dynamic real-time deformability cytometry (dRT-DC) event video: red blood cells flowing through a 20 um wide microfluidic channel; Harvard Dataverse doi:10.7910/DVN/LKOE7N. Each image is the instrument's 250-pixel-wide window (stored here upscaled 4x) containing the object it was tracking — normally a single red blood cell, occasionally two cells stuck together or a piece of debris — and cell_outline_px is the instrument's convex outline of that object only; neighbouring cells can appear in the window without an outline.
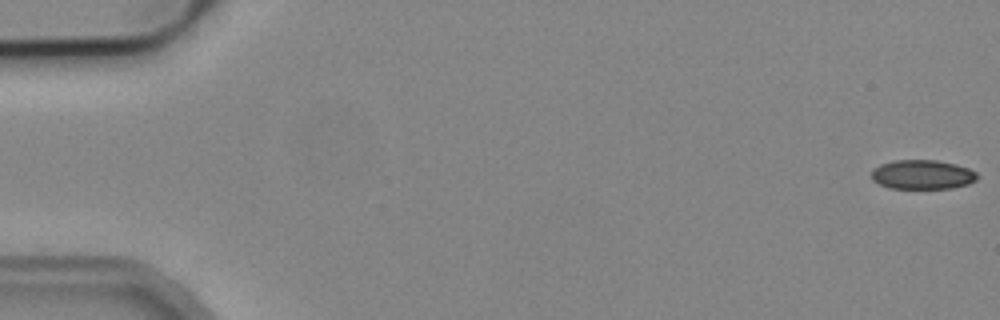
{"species": "common noctule bat (a hibernating species)", "species_latin": "Nyctalus noctula", "temperature_condition": "cold", "stored_images_in_passage": 53, "camera_frame_rate_fps": 3000, "um_per_image_px": 0.085, "animal": {"sex": "male", "body_mass_g": 19.2, "forearm_length_mm": 51.8}, "frame": {"image": 1, "passage_image": 1, "time_ms": 0.0, "image_size_px": [1000, 320], "cell_outline_px": [[980, 176], [976, 180], [968, 184], [952, 188], [888, 188], [872, 180], [872, 168], [880, 164], [896, 160], [936, 160], [956, 164], [968, 168], [976, 172]], "centroid_in_image_um": [78.41, 14.83], "position_along_channel_um": 6.6, "area_um2": 18.15}}
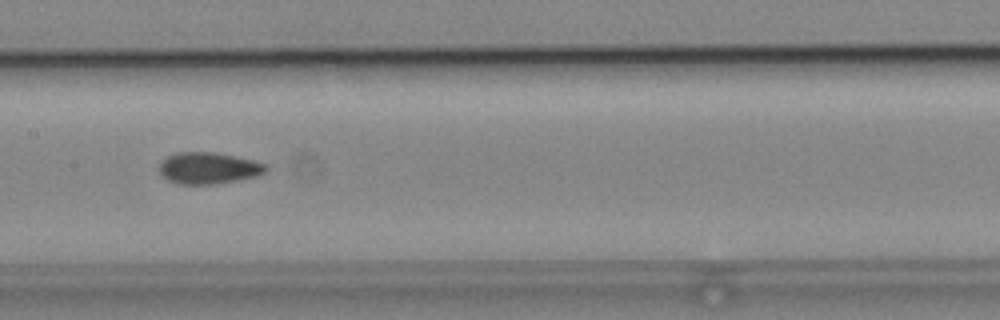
{"frame": {"image": 2, "passage_image": 27, "time_ms": 8.667, "image_size_px": [1000, 320], "cell_outline_px": [[268, 168], [264, 172], [256, 176], [216, 184], [180, 184], [168, 180], [160, 172], [160, 160], [176, 152], [216, 152], [236, 156], [268, 164]], "centroid_in_image_um": [17.72, 14.27], "position_along_channel_um": 189.7, "area_um2": 19.59}}
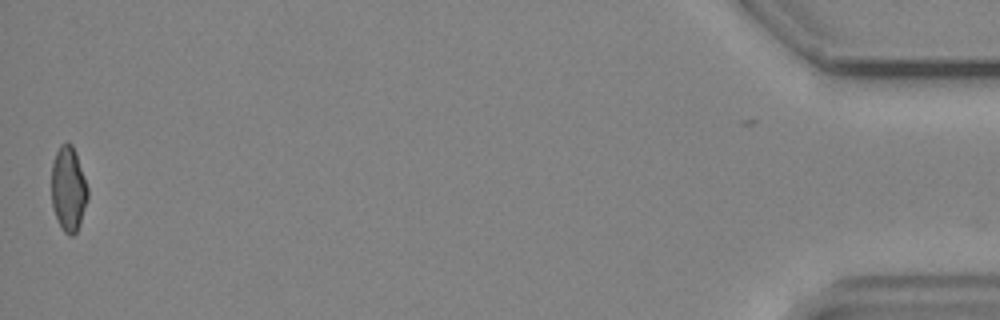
{"frame": {"image": 3, "passage_image": 53, "time_ms": 17.333, "image_size_px": [1000, 320], "cell_outline_px": [[88, 200], [80, 224], [76, 232], [72, 236], [68, 236], [64, 232], [52, 208], [52, 164], [56, 152], [60, 144], [68, 140], [72, 144], [76, 152], [88, 188]], "centroid_in_image_um": [5.82, 16.04], "position_along_channel_um": 429.4, "area_um2": 18.09}, "authors_computed_cell_mechanics": {"area_um2": 19.074, "velocity_mm_per_s": 3.8799, "shape_relaxation_time_tau1_ms": null, "shape_relaxation_time_tau2_ms": 4.5146, "deformation_change_tau1": null, "deformation_change_tau2": 0.0746}}